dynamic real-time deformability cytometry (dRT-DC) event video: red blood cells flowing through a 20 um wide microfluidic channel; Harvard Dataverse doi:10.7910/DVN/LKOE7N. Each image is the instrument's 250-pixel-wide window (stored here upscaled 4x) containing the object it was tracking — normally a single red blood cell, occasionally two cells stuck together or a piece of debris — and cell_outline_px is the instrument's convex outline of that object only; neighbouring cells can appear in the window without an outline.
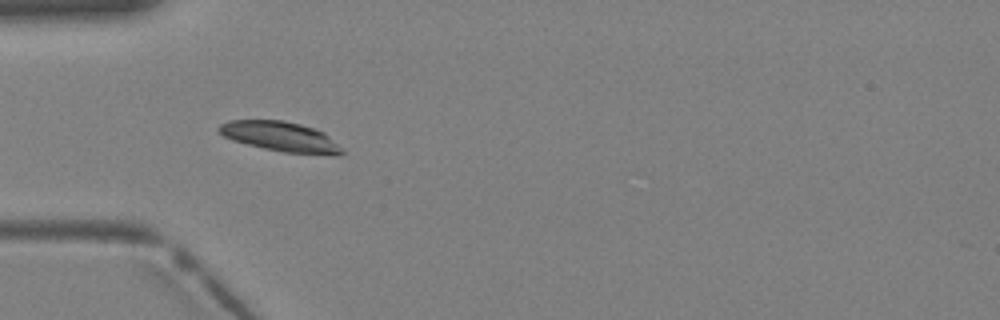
{"species": "Egyptian fruit bat (a non-hibernating species)", "species_latin": "Rousettus aegyptiacus", "temperature_condition": "warm", "stored_images_in_passage": 4, "camera_frame_rate_fps": 3000, "um_per_image_px": 0.085, "animal": {"sex": "female"}, "frame": {"image": 1, "passage_image": 4, "time_ms": 1.0, "image_size_px": [1000, 320], "cell_outline_px": [[344, 152], [340, 156], [336, 156], [284, 152], [264, 148], [232, 140], [224, 136], [216, 128], [220, 124], [228, 120], [280, 120], [300, 124], [316, 128], [324, 132]], "centroid_in_image_um": [23.85, 11.61], "position_along_channel_um": 61.2, "area_um2": 21.39}}